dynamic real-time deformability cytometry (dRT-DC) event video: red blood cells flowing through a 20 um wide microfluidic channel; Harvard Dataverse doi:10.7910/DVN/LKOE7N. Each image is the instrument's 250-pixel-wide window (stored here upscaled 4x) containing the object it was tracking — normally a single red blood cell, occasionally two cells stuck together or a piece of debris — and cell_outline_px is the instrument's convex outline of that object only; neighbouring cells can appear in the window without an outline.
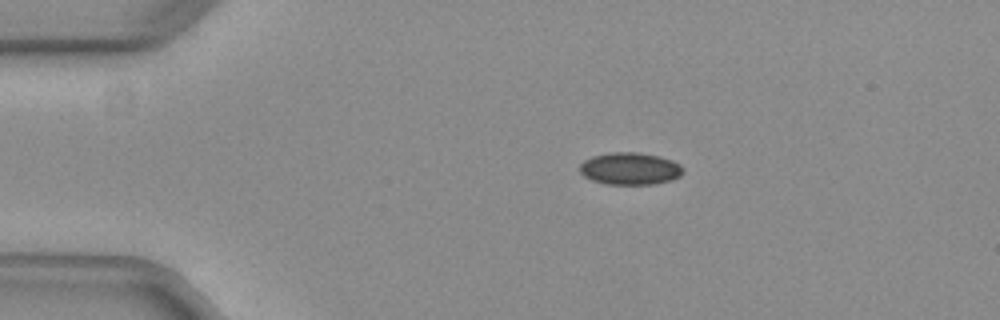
{"species": "common noctule bat (a hibernating species)", "species_latin": "Nyctalus noctula", "temperature_condition": "warm", "stored_images_in_passage": 32, "camera_frame_rate_fps": 3000, "um_per_image_px": 0.085, "animal": {"sex": "female", "body_mass_g": 29.2, "forearm_length_mm": 56.3}, "frame": {"image": 1, "passage_image": 1, "time_ms": 0.0, "image_size_px": [1000, 320], "cell_outline_px": [[684, 172], [680, 176], [672, 180], [652, 184], [608, 184], [592, 180], [584, 176], [580, 172], [580, 164], [584, 160], [592, 156], [608, 152], [636, 152], [656, 156], [672, 160], [680, 164], [684, 168]], "centroid_in_image_um": [53.56, 14.33], "position_along_channel_um": 31.4, "area_um2": 19.42}}
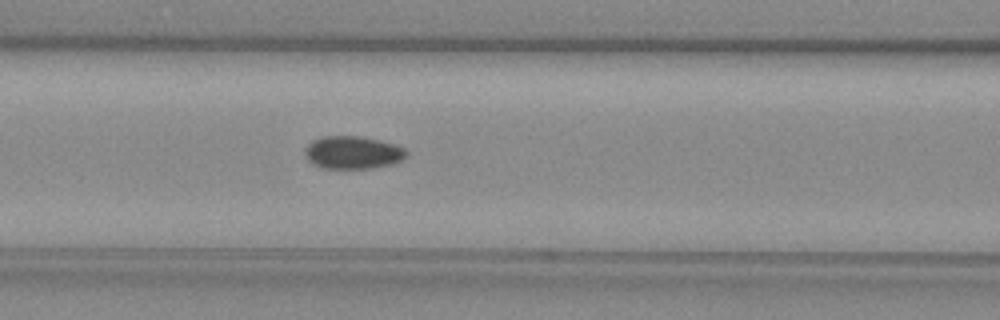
{"frame": {"image": 2, "passage_image": 13, "time_ms": 4.0, "image_size_px": [1000, 320], "cell_outline_px": [[408, 156], [392, 164], [372, 168], [320, 168], [312, 164], [304, 156], [304, 148], [312, 140], [320, 136], [360, 136], [380, 140], [404, 148], [408, 152]], "centroid_in_image_um": [29.94, 12.96], "position_along_channel_um": 136.7, "area_um2": 19.59}}
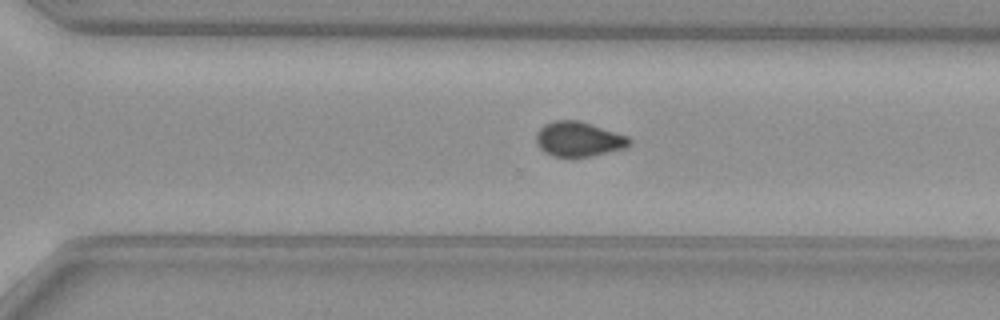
{"frame": {"image": 3, "passage_image": 27, "time_ms": 8.667, "image_size_px": [1000, 320], "cell_outline_px": [[632, 144], [624, 148], [592, 156], [572, 160], [568, 160], [552, 156], [544, 152], [536, 144], [536, 132], [544, 124], [552, 120], [580, 120], [628, 136], [632, 140]], "centroid_in_image_um": [49.15, 11.86], "position_along_channel_um": 321.4, "area_um2": 19.65}, "authors_computed_cell_mechanics": {"area_um2": 19.5942, "velocity_mm_per_s": 3.965, "shape_relaxation_time_tau1_ms": null, "shape_relaxation_time_tau2_ms": 1.6053, "deformation_change_tau1": null, "deformation_change_tau2": 0.048}}